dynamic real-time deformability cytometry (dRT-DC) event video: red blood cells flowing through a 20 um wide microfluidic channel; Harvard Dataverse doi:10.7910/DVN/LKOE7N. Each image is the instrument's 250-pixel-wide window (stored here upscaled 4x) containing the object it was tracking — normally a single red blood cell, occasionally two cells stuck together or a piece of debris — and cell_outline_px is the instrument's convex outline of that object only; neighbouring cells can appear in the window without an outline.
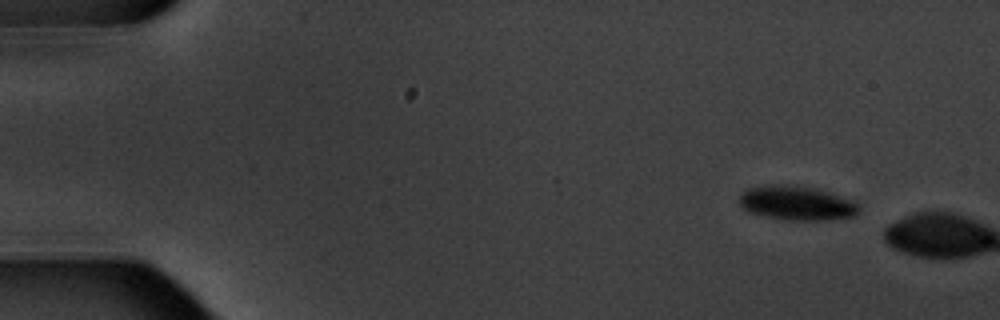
{"species": "common noctule bat (a hibernating species)", "species_latin": "Nyctalus noctula", "temperature_condition": "warm", "stored_images_in_passage": 2, "camera_frame_rate_fps": 3000, "um_per_image_px": 0.085, "animal": {"sex": "male", "body_mass_g": 20.1, "forearm_length_mm": 53.5}, "frame": {"image": 1, "passage_image": 1, "time_ms": 0.0, "image_size_px": [1000, 320], "cell_outline_px": [[860, 212], [856, 216], [828, 220], [784, 220], [748, 212], [740, 204], [740, 196], [748, 188], [816, 188], [852, 200], [860, 208]], "centroid_in_image_um": [67.81, 17.34], "position_along_channel_um": 17.2, "area_um2": 22.72}}